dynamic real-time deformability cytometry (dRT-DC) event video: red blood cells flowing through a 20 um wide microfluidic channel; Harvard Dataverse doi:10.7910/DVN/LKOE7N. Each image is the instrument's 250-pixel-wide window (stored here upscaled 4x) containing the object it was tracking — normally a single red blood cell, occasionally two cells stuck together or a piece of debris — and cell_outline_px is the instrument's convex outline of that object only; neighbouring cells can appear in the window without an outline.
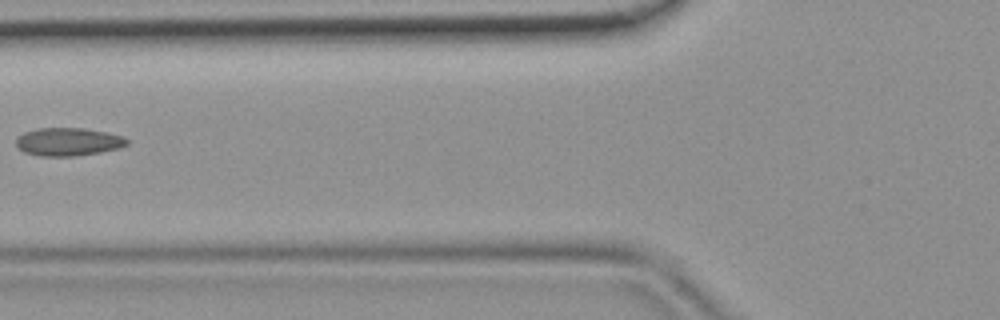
{"species": "common noctule bat (a hibernating species)", "species_latin": "Nyctalus noctula", "temperature_condition": "room temperature", "stored_images_in_passage": 3, "camera_frame_rate_fps": 3000, "um_per_image_px": 0.085, "animal": {"sex": "female", "body_mass_g": 19.9}, "frame": {"image": 1, "passage_image": 3, "time_ms": 0.667, "image_size_px": [1000, 320], "cell_outline_px": [[128, 144], [120, 148], [100, 152], [72, 156], [40, 156], [24, 152], [16, 144], [16, 136], [24, 132], [36, 128], [84, 128], [124, 136], [128, 140]], "centroid_in_image_um": [5.78, 12.04], "position_along_channel_um": 120.0, "area_um2": 18.15}}